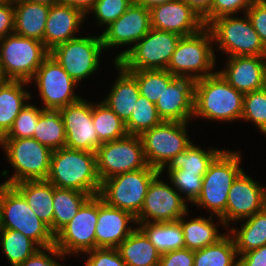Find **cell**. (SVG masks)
<instances>
[{
  "label": "cell",
  "instance_id": "obj_1",
  "mask_svg": "<svg viewBox=\"0 0 266 266\" xmlns=\"http://www.w3.org/2000/svg\"><path fill=\"white\" fill-rule=\"evenodd\" d=\"M46 181L57 188L98 195L101 180L97 172L96 153L67 147L52 151Z\"/></svg>",
  "mask_w": 266,
  "mask_h": 266
},
{
  "label": "cell",
  "instance_id": "obj_2",
  "mask_svg": "<svg viewBox=\"0 0 266 266\" xmlns=\"http://www.w3.org/2000/svg\"><path fill=\"white\" fill-rule=\"evenodd\" d=\"M244 93L232 87L219 72L195 81L194 117L232 122L241 120Z\"/></svg>",
  "mask_w": 266,
  "mask_h": 266
},
{
  "label": "cell",
  "instance_id": "obj_3",
  "mask_svg": "<svg viewBox=\"0 0 266 266\" xmlns=\"http://www.w3.org/2000/svg\"><path fill=\"white\" fill-rule=\"evenodd\" d=\"M1 229L20 231L40 248L54 245L50 227L31 210L24 196L13 186L0 184Z\"/></svg>",
  "mask_w": 266,
  "mask_h": 266
},
{
  "label": "cell",
  "instance_id": "obj_4",
  "mask_svg": "<svg viewBox=\"0 0 266 266\" xmlns=\"http://www.w3.org/2000/svg\"><path fill=\"white\" fill-rule=\"evenodd\" d=\"M212 42L214 40L207 27L191 36L181 37L166 70L176 77L194 81L214 74L211 71L216 58Z\"/></svg>",
  "mask_w": 266,
  "mask_h": 266
},
{
  "label": "cell",
  "instance_id": "obj_5",
  "mask_svg": "<svg viewBox=\"0 0 266 266\" xmlns=\"http://www.w3.org/2000/svg\"><path fill=\"white\" fill-rule=\"evenodd\" d=\"M240 158L239 152L224 149L203 175L200 195L193 204L211 210L220 219L226 211L228 192L232 183L243 171L240 168Z\"/></svg>",
  "mask_w": 266,
  "mask_h": 266
},
{
  "label": "cell",
  "instance_id": "obj_6",
  "mask_svg": "<svg viewBox=\"0 0 266 266\" xmlns=\"http://www.w3.org/2000/svg\"><path fill=\"white\" fill-rule=\"evenodd\" d=\"M6 158L15 169L13 176L3 184L14 185L22 181L46 180L52 150L34 138H1Z\"/></svg>",
  "mask_w": 266,
  "mask_h": 266
},
{
  "label": "cell",
  "instance_id": "obj_7",
  "mask_svg": "<svg viewBox=\"0 0 266 266\" xmlns=\"http://www.w3.org/2000/svg\"><path fill=\"white\" fill-rule=\"evenodd\" d=\"M181 36L151 28L135 45L118 54L114 63L125 70H166Z\"/></svg>",
  "mask_w": 266,
  "mask_h": 266
},
{
  "label": "cell",
  "instance_id": "obj_8",
  "mask_svg": "<svg viewBox=\"0 0 266 266\" xmlns=\"http://www.w3.org/2000/svg\"><path fill=\"white\" fill-rule=\"evenodd\" d=\"M49 54L44 43L36 39L12 33L0 40V57L6 80L30 83Z\"/></svg>",
  "mask_w": 266,
  "mask_h": 266
},
{
  "label": "cell",
  "instance_id": "obj_9",
  "mask_svg": "<svg viewBox=\"0 0 266 266\" xmlns=\"http://www.w3.org/2000/svg\"><path fill=\"white\" fill-rule=\"evenodd\" d=\"M159 172L147 165L140 170L108 178L101 182L98 195L107 205L137 217L142 209L149 184Z\"/></svg>",
  "mask_w": 266,
  "mask_h": 266
},
{
  "label": "cell",
  "instance_id": "obj_10",
  "mask_svg": "<svg viewBox=\"0 0 266 266\" xmlns=\"http://www.w3.org/2000/svg\"><path fill=\"white\" fill-rule=\"evenodd\" d=\"M206 27L217 42V48L228 54V57L266 56V47L246 13L244 18L233 15L218 17Z\"/></svg>",
  "mask_w": 266,
  "mask_h": 266
},
{
  "label": "cell",
  "instance_id": "obj_11",
  "mask_svg": "<svg viewBox=\"0 0 266 266\" xmlns=\"http://www.w3.org/2000/svg\"><path fill=\"white\" fill-rule=\"evenodd\" d=\"M187 123L163 121L140 136L149 166L162 173L166 168L165 165L174 156L184 152L191 145L192 142L187 134Z\"/></svg>",
  "mask_w": 266,
  "mask_h": 266
},
{
  "label": "cell",
  "instance_id": "obj_12",
  "mask_svg": "<svg viewBox=\"0 0 266 266\" xmlns=\"http://www.w3.org/2000/svg\"><path fill=\"white\" fill-rule=\"evenodd\" d=\"M95 153L101 182L148 165L140 136L127 134L123 138L102 143Z\"/></svg>",
  "mask_w": 266,
  "mask_h": 266
},
{
  "label": "cell",
  "instance_id": "obj_13",
  "mask_svg": "<svg viewBox=\"0 0 266 266\" xmlns=\"http://www.w3.org/2000/svg\"><path fill=\"white\" fill-rule=\"evenodd\" d=\"M103 49L101 35L76 37L55 46L50 55L75 82L79 83L99 68Z\"/></svg>",
  "mask_w": 266,
  "mask_h": 266
},
{
  "label": "cell",
  "instance_id": "obj_14",
  "mask_svg": "<svg viewBox=\"0 0 266 266\" xmlns=\"http://www.w3.org/2000/svg\"><path fill=\"white\" fill-rule=\"evenodd\" d=\"M98 195L90 196L78 213L56 235L54 245L63 254H79L96 248Z\"/></svg>",
  "mask_w": 266,
  "mask_h": 266
},
{
  "label": "cell",
  "instance_id": "obj_15",
  "mask_svg": "<svg viewBox=\"0 0 266 266\" xmlns=\"http://www.w3.org/2000/svg\"><path fill=\"white\" fill-rule=\"evenodd\" d=\"M44 103V110H60L81 97L74 94L78 85L50 54L44 59L32 79Z\"/></svg>",
  "mask_w": 266,
  "mask_h": 266
},
{
  "label": "cell",
  "instance_id": "obj_16",
  "mask_svg": "<svg viewBox=\"0 0 266 266\" xmlns=\"http://www.w3.org/2000/svg\"><path fill=\"white\" fill-rule=\"evenodd\" d=\"M159 172L149 184L137 223L176 222L188 213L186 200L169 184L159 178Z\"/></svg>",
  "mask_w": 266,
  "mask_h": 266
},
{
  "label": "cell",
  "instance_id": "obj_17",
  "mask_svg": "<svg viewBox=\"0 0 266 266\" xmlns=\"http://www.w3.org/2000/svg\"><path fill=\"white\" fill-rule=\"evenodd\" d=\"M266 206V188L259 185L242 171L232 183L228 192L225 213L220 222L228 228V223L251 217Z\"/></svg>",
  "mask_w": 266,
  "mask_h": 266
},
{
  "label": "cell",
  "instance_id": "obj_18",
  "mask_svg": "<svg viewBox=\"0 0 266 266\" xmlns=\"http://www.w3.org/2000/svg\"><path fill=\"white\" fill-rule=\"evenodd\" d=\"M65 133V147L95 153L102 144L92 121V103L81 98L59 110Z\"/></svg>",
  "mask_w": 266,
  "mask_h": 266
},
{
  "label": "cell",
  "instance_id": "obj_19",
  "mask_svg": "<svg viewBox=\"0 0 266 266\" xmlns=\"http://www.w3.org/2000/svg\"><path fill=\"white\" fill-rule=\"evenodd\" d=\"M151 28L191 36L205 28L203 18L184 0L157 5L150 9Z\"/></svg>",
  "mask_w": 266,
  "mask_h": 266
},
{
  "label": "cell",
  "instance_id": "obj_20",
  "mask_svg": "<svg viewBox=\"0 0 266 266\" xmlns=\"http://www.w3.org/2000/svg\"><path fill=\"white\" fill-rule=\"evenodd\" d=\"M151 29L150 10L135 4L101 34L103 48L108 49L127 44H136Z\"/></svg>",
  "mask_w": 266,
  "mask_h": 266
},
{
  "label": "cell",
  "instance_id": "obj_21",
  "mask_svg": "<svg viewBox=\"0 0 266 266\" xmlns=\"http://www.w3.org/2000/svg\"><path fill=\"white\" fill-rule=\"evenodd\" d=\"M195 81L176 77L156 102V108L163 121L188 122L194 113Z\"/></svg>",
  "mask_w": 266,
  "mask_h": 266
},
{
  "label": "cell",
  "instance_id": "obj_22",
  "mask_svg": "<svg viewBox=\"0 0 266 266\" xmlns=\"http://www.w3.org/2000/svg\"><path fill=\"white\" fill-rule=\"evenodd\" d=\"M130 221L137 224L131 213L107 205L98 195L96 248H117L135 230L128 226Z\"/></svg>",
  "mask_w": 266,
  "mask_h": 266
},
{
  "label": "cell",
  "instance_id": "obj_23",
  "mask_svg": "<svg viewBox=\"0 0 266 266\" xmlns=\"http://www.w3.org/2000/svg\"><path fill=\"white\" fill-rule=\"evenodd\" d=\"M227 59V67L218 72L232 87L244 94L264 88L266 56L246 55Z\"/></svg>",
  "mask_w": 266,
  "mask_h": 266
},
{
  "label": "cell",
  "instance_id": "obj_24",
  "mask_svg": "<svg viewBox=\"0 0 266 266\" xmlns=\"http://www.w3.org/2000/svg\"><path fill=\"white\" fill-rule=\"evenodd\" d=\"M85 17L80 10L69 5L51 3L45 25L44 46L51 51L55 46L76 38L75 32Z\"/></svg>",
  "mask_w": 266,
  "mask_h": 266
},
{
  "label": "cell",
  "instance_id": "obj_25",
  "mask_svg": "<svg viewBox=\"0 0 266 266\" xmlns=\"http://www.w3.org/2000/svg\"><path fill=\"white\" fill-rule=\"evenodd\" d=\"M50 5L51 3L30 0L14 3V33L44 43Z\"/></svg>",
  "mask_w": 266,
  "mask_h": 266
},
{
  "label": "cell",
  "instance_id": "obj_26",
  "mask_svg": "<svg viewBox=\"0 0 266 266\" xmlns=\"http://www.w3.org/2000/svg\"><path fill=\"white\" fill-rule=\"evenodd\" d=\"M118 79L113 84L106 99L102 100L117 116L126 123L140 96L136 79L117 62Z\"/></svg>",
  "mask_w": 266,
  "mask_h": 266
},
{
  "label": "cell",
  "instance_id": "obj_27",
  "mask_svg": "<svg viewBox=\"0 0 266 266\" xmlns=\"http://www.w3.org/2000/svg\"><path fill=\"white\" fill-rule=\"evenodd\" d=\"M29 82L21 80L0 81V139L11 129L12 124L31 94L24 90Z\"/></svg>",
  "mask_w": 266,
  "mask_h": 266
},
{
  "label": "cell",
  "instance_id": "obj_28",
  "mask_svg": "<svg viewBox=\"0 0 266 266\" xmlns=\"http://www.w3.org/2000/svg\"><path fill=\"white\" fill-rule=\"evenodd\" d=\"M26 199L34 214L53 233V184L46 180L22 181L13 185Z\"/></svg>",
  "mask_w": 266,
  "mask_h": 266
},
{
  "label": "cell",
  "instance_id": "obj_29",
  "mask_svg": "<svg viewBox=\"0 0 266 266\" xmlns=\"http://www.w3.org/2000/svg\"><path fill=\"white\" fill-rule=\"evenodd\" d=\"M128 266H158L161 253L138 227L117 247Z\"/></svg>",
  "mask_w": 266,
  "mask_h": 266
},
{
  "label": "cell",
  "instance_id": "obj_30",
  "mask_svg": "<svg viewBox=\"0 0 266 266\" xmlns=\"http://www.w3.org/2000/svg\"><path fill=\"white\" fill-rule=\"evenodd\" d=\"M246 219H243L239 231L233 227L228 231L234 239L238 255L266 245V206Z\"/></svg>",
  "mask_w": 266,
  "mask_h": 266
},
{
  "label": "cell",
  "instance_id": "obj_31",
  "mask_svg": "<svg viewBox=\"0 0 266 266\" xmlns=\"http://www.w3.org/2000/svg\"><path fill=\"white\" fill-rule=\"evenodd\" d=\"M213 215L211 213L208 219L194 217L188 220L189 222L184 220V215L178 220L183 230L185 248L193 251L199 250L216 243L225 235L218 234L217 225L212 221Z\"/></svg>",
  "mask_w": 266,
  "mask_h": 266
},
{
  "label": "cell",
  "instance_id": "obj_32",
  "mask_svg": "<svg viewBox=\"0 0 266 266\" xmlns=\"http://www.w3.org/2000/svg\"><path fill=\"white\" fill-rule=\"evenodd\" d=\"M90 197L89 194L57 188L53 185V234L56 235L78 213L82 204Z\"/></svg>",
  "mask_w": 266,
  "mask_h": 266
},
{
  "label": "cell",
  "instance_id": "obj_33",
  "mask_svg": "<svg viewBox=\"0 0 266 266\" xmlns=\"http://www.w3.org/2000/svg\"><path fill=\"white\" fill-rule=\"evenodd\" d=\"M137 225L161 254L185 248L183 230L178 221Z\"/></svg>",
  "mask_w": 266,
  "mask_h": 266
},
{
  "label": "cell",
  "instance_id": "obj_34",
  "mask_svg": "<svg viewBox=\"0 0 266 266\" xmlns=\"http://www.w3.org/2000/svg\"><path fill=\"white\" fill-rule=\"evenodd\" d=\"M216 243L194 251V266H238V253L230 232Z\"/></svg>",
  "mask_w": 266,
  "mask_h": 266
},
{
  "label": "cell",
  "instance_id": "obj_35",
  "mask_svg": "<svg viewBox=\"0 0 266 266\" xmlns=\"http://www.w3.org/2000/svg\"><path fill=\"white\" fill-rule=\"evenodd\" d=\"M33 138L52 151L65 147L66 133L59 110H44L40 115Z\"/></svg>",
  "mask_w": 266,
  "mask_h": 266
},
{
  "label": "cell",
  "instance_id": "obj_36",
  "mask_svg": "<svg viewBox=\"0 0 266 266\" xmlns=\"http://www.w3.org/2000/svg\"><path fill=\"white\" fill-rule=\"evenodd\" d=\"M92 121L101 143L125 137V123L104 102L92 104Z\"/></svg>",
  "mask_w": 266,
  "mask_h": 266
},
{
  "label": "cell",
  "instance_id": "obj_37",
  "mask_svg": "<svg viewBox=\"0 0 266 266\" xmlns=\"http://www.w3.org/2000/svg\"><path fill=\"white\" fill-rule=\"evenodd\" d=\"M219 149L204 150L193 143L174 156L166 165L168 170L181 169L191 173H206L213 160L222 152Z\"/></svg>",
  "mask_w": 266,
  "mask_h": 266
},
{
  "label": "cell",
  "instance_id": "obj_38",
  "mask_svg": "<svg viewBox=\"0 0 266 266\" xmlns=\"http://www.w3.org/2000/svg\"><path fill=\"white\" fill-rule=\"evenodd\" d=\"M0 245L12 266H17L27 260L40 247L20 231L1 229Z\"/></svg>",
  "mask_w": 266,
  "mask_h": 266
},
{
  "label": "cell",
  "instance_id": "obj_39",
  "mask_svg": "<svg viewBox=\"0 0 266 266\" xmlns=\"http://www.w3.org/2000/svg\"><path fill=\"white\" fill-rule=\"evenodd\" d=\"M137 81L141 96L156 104L164 89L176 78L167 70H126Z\"/></svg>",
  "mask_w": 266,
  "mask_h": 266
},
{
  "label": "cell",
  "instance_id": "obj_40",
  "mask_svg": "<svg viewBox=\"0 0 266 266\" xmlns=\"http://www.w3.org/2000/svg\"><path fill=\"white\" fill-rule=\"evenodd\" d=\"M163 122L156 105L146 97L139 96L129 120L125 123L126 131L130 135L141 136Z\"/></svg>",
  "mask_w": 266,
  "mask_h": 266
},
{
  "label": "cell",
  "instance_id": "obj_41",
  "mask_svg": "<svg viewBox=\"0 0 266 266\" xmlns=\"http://www.w3.org/2000/svg\"><path fill=\"white\" fill-rule=\"evenodd\" d=\"M241 119L255 123L266 135V91L263 89L244 94Z\"/></svg>",
  "mask_w": 266,
  "mask_h": 266
},
{
  "label": "cell",
  "instance_id": "obj_42",
  "mask_svg": "<svg viewBox=\"0 0 266 266\" xmlns=\"http://www.w3.org/2000/svg\"><path fill=\"white\" fill-rule=\"evenodd\" d=\"M41 114L42 108L39 109L28 102L15 118L11 129L2 138H33Z\"/></svg>",
  "mask_w": 266,
  "mask_h": 266
},
{
  "label": "cell",
  "instance_id": "obj_43",
  "mask_svg": "<svg viewBox=\"0 0 266 266\" xmlns=\"http://www.w3.org/2000/svg\"><path fill=\"white\" fill-rule=\"evenodd\" d=\"M170 182L189 202L193 203L200 195L205 173H191L181 169L167 170Z\"/></svg>",
  "mask_w": 266,
  "mask_h": 266
},
{
  "label": "cell",
  "instance_id": "obj_44",
  "mask_svg": "<svg viewBox=\"0 0 266 266\" xmlns=\"http://www.w3.org/2000/svg\"><path fill=\"white\" fill-rule=\"evenodd\" d=\"M133 3V0H96L90 13L94 12L99 25L108 27Z\"/></svg>",
  "mask_w": 266,
  "mask_h": 266
},
{
  "label": "cell",
  "instance_id": "obj_45",
  "mask_svg": "<svg viewBox=\"0 0 266 266\" xmlns=\"http://www.w3.org/2000/svg\"><path fill=\"white\" fill-rule=\"evenodd\" d=\"M255 0H213L209 13L203 18L205 26L212 20L225 16L235 15L243 11L244 14Z\"/></svg>",
  "mask_w": 266,
  "mask_h": 266
},
{
  "label": "cell",
  "instance_id": "obj_46",
  "mask_svg": "<svg viewBox=\"0 0 266 266\" xmlns=\"http://www.w3.org/2000/svg\"><path fill=\"white\" fill-rule=\"evenodd\" d=\"M86 253L89 254L86 266H128L117 248H95Z\"/></svg>",
  "mask_w": 266,
  "mask_h": 266
},
{
  "label": "cell",
  "instance_id": "obj_47",
  "mask_svg": "<svg viewBox=\"0 0 266 266\" xmlns=\"http://www.w3.org/2000/svg\"><path fill=\"white\" fill-rule=\"evenodd\" d=\"M47 253L49 254L47 255ZM52 256L56 258H65V254H63L60 250L56 248L55 245L49 247L39 248L34 254H32L27 260L23 263L18 264L17 266H63L53 259Z\"/></svg>",
  "mask_w": 266,
  "mask_h": 266
},
{
  "label": "cell",
  "instance_id": "obj_48",
  "mask_svg": "<svg viewBox=\"0 0 266 266\" xmlns=\"http://www.w3.org/2000/svg\"><path fill=\"white\" fill-rule=\"evenodd\" d=\"M246 14L266 47V0H255Z\"/></svg>",
  "mask_w": 266,
  "mask_h": 266
},
{
  "label": "cell",
  "instance_id": "obj_49",
  "mask_svg": "<svg viewBox=\"0 0 266 266\" xmlns=\"http://www.w3.org/2000/svg\"><path fill=\"white\" fill-rule=\"evenodd\" d=\"M158 266H194V251L177 249L161 254Z\"/></svg>",
  "mask_w": 266,
  "mask_h": 266
},
{
  "label": "cell",
  "instance_id": "obj_50",
  "mask_svg": "<svg viewBox=\"0 0 266 266\" xmlns=\"http://www.w3.org/2000/svg\"><path fill=\"white\" fill-rule=\"evenodd\" d=\"M14 33V3L7 1L0 4V40Z\"/></svg>",
  "mask_w": 266,
  "mask_h": 266
},
{
  "label": "cell",
  "instance_id": "obj_51",
  "mask_svg": "<svg viewBox=\"0 0 266 266\" xmlns=\"http://www.w3.org/2000/svg\"><path fill=\"white\" fill-rule=\"evenodd\" d=\"M239 256L238 266H266V245Z\"/></svg>",
  "mask_w": 266,
  "mask_h": 266
},
{
  "label": "cell",
  "instance_id": "obj_52",
  "mask_svg": "<svg viewBox=\"0 0 266 266\" xmlns=\"http://www.w3.org/2000/svg\"><path fill=\"white\" fill-rule=\"evenodd\" d=\"M197 14L204 18L210 11L213 0H184Z\"/></svg>",
  "mask_w": 266,
  "mask_h": 266
},
{
  "label": "cell",
  "instance_id": "obj_53",
  "mask_svg": "<svg viewBox=\"0 0 266 266\" xmlns=\"http://www.w3.org/2000/svg\"><path fill=\"white\" fill-rule=\"evenodd\" d=\"M96 0H57V2L69 5L80 10L84 15L88 14L93 8Z\"/></svg>",
  "mask_w": 266,
  "mask_h": 266
},
{
  "label": "cell",
  "instance_id": "obj_54",
  "mask_svg": "<svg viewBox=\"0 0 266 266\" xmlns=\"http://www.w3.org/2000/svg\"><path fill=\"white\" fill-rule=\"evenodd\" d=\"M172 1L175 0H133L135 4L143 6L149 10L157 5H161Z\"/></svg>",
  "mask_w": 266,
  "mask_h": 266
},
{
  "label": "cell",
  "instance_id": "obj_55",
  "mask_svg": "<svg viewBox=\"0 0 266 266\" xmlns=\"http://www.w3.org/2000/svg\"><path fill=\"white\" fill-rule=\"evenodd\" d=\"M4 73H3V67L1 63V57H0V81H5Z\"/></svg>",
  "mask_w": 266,
  "mask_h": 266
},
{
  "label": "cell",
  "instance_id": "obj_56",
  "mask_svg": "<svg viewBox=\"0 0 266 266\" xmlns=\"http://www.w3.org/2000/svg\"><path fill=\"white\" fill-rule=\"evenodd\" d=\"M33 1L46 2V3H54V2H57V0H33Z\"/></svg>",
  "mask_w": 266,
  "mask_h": 266
},
{
  "label": "cell",
  "instance_id": "obj_57",
  "mask_svg": "<svg viewBox=\"0 0 266 266\" xmlns=\"http://www.w3.org/2000/svg\"><path fill=\"white\" fill-rule=\"evenodd\" d=\"M12 3H18V2H22V1H29V0H9ZM33 1V0H30Z\"/></svg>",
  "mask_w": 266,
  "mask_h": 266
},
{
  "label": "cell",
  "instance_id": "obj_58",
  "mask_svg": "<svg viewBox=\"0 0 266 266\" xmlns=\"http://www.w3.org/2000/svg\"><path fill=\"white\" fill-rule=\"evenodd\" d=\"M264 90L266 91V69H265V77H264Z\"/></svg>",
  "mask_w": 266,
  "mask_h": 266
},
{
  "label": "cell",
  "instance_id": "obj_59",
  "mask_svg": "<svg viewBox=\"0 0 266 266\" xmlns=\"http://www.w3.org/2000/svg\"><path fill=\"white\" fill-rule=\"evenodd\" d=\"M7 1H9V0H0V4L5 3Z\"/></svg>",
  "mask_w": 266,
  "mask_h": 266
}]
</instances>
